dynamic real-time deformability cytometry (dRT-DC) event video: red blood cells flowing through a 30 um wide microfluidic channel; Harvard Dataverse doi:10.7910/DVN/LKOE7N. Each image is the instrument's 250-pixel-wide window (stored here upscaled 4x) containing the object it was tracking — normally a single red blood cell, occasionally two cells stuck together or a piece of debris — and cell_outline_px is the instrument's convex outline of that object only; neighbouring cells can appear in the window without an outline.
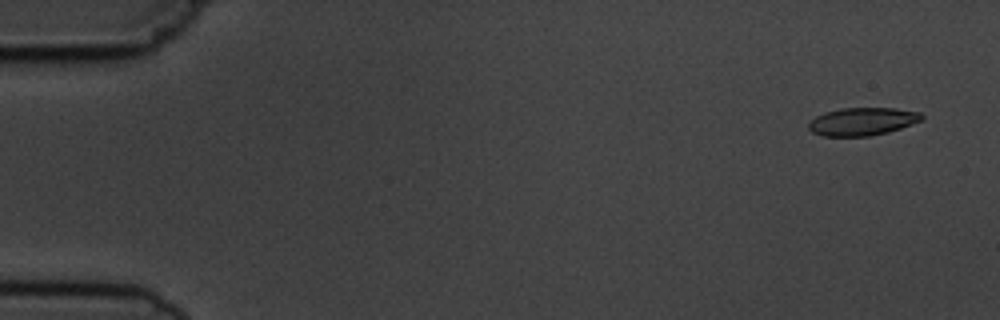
{"species": "common noctule bat (a hibernating species)", "species_latin": "Nyctalus noctula", "temperature_condition": "cold", "stored_images_in_passage": 5, "camera_frame_rate_fps": 3000, "um_per_image_px": 0.085, "animal": {"sex": "male", "body_mass_g": 19.5, "forearm_length_mm": 54.6}, "frame": {"image": 1, "passage_image": 1, "time_ms": 0.0, "image_size_px": [1000, 320], "cell_outline_px": [[924, 120], [888, 132], [868, 136], [824, 136], [812, 132], [808, 128], [808, 124], [816, 116], [824, 112], [840, 108], [896, 108], [920, 112], [924, 116]], "centroid_in_image_um": [73.32, 10.32], "position_along_channel_um": 11.7, "area_um2": 18.44}}